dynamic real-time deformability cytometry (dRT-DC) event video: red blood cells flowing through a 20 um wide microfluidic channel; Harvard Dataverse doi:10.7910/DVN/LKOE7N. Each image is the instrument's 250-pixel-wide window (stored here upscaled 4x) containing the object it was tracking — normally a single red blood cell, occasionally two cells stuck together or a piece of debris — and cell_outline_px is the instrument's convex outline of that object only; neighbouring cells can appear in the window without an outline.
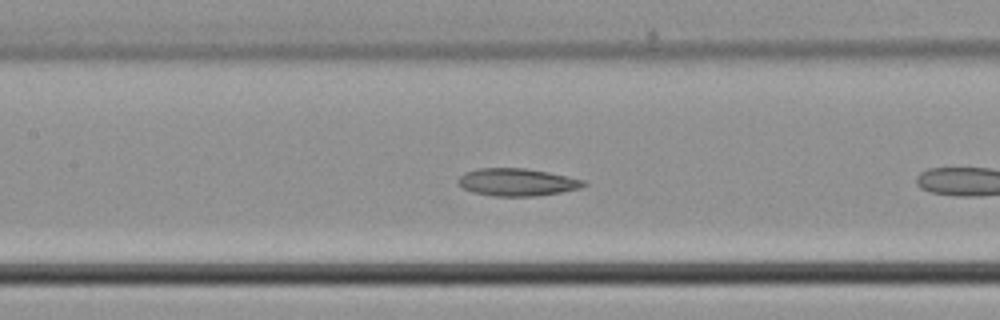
{"species": "common noctule bat (a hibernating species)", "species_latin": "Nyctalus noctula", "temperature_condition": "cold", "stored_images_in_passage": 9, "camera_frame_rate_fps": 3000, "um_per_image_px": 0.085, "animal": {"sex": "male", "body_mass_g": 21.5, "forearm_length_mm": 52.0}, "frame": {"image": 1, "passage_image": 8, "time_ms": 2.333, "image_size_px": [1000, 320], "cell_outline_px": [[588, 184], [580, 188], [560, 192], [536, 196], [492, 196], [472, 192], [456, 184], [456, 180], [464, 172], [480, 168], [524, 168], [548, 172], [568, 176], [584, 180]], "centroid_in_image_um": [43.92, 15.48], "position_along_channel_um": 163.5, "area_um2": 20.23}}